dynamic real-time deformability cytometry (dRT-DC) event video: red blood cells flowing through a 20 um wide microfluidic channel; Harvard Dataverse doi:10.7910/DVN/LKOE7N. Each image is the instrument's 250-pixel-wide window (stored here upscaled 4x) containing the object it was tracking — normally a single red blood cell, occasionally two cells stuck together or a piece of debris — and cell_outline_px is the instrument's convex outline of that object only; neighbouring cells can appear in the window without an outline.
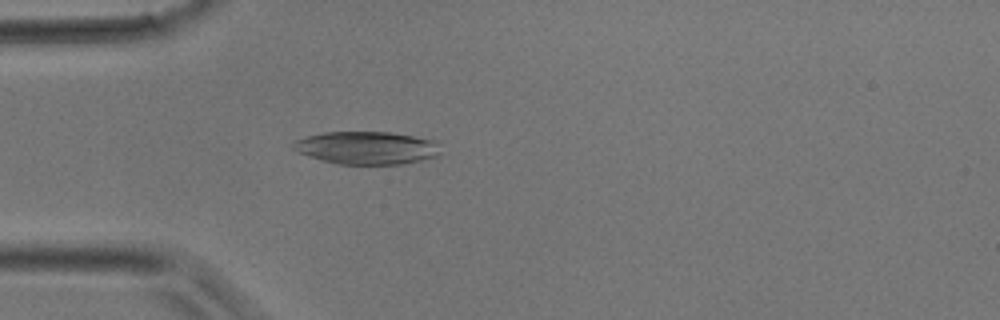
{"species": "common noctule bat (a hibernating species)", "species_latin": "Nyctalus noctula", "temperature_condition": "room temperature", "stored_images_in_passage": 37, "camera_frame_rate_fps": 3000, "um_per_image_px": 0.085, "animal": {"sex": "male", "body_mass_g": 17.9}, "frame": {"image": 1, "passage_image": 10, "time_ms": 3.0, "image_size_px": [1000, 320], "cell_outline_px": [[440, 156], [404, 164], [336, 164], [320, 160], [296, 152], [292, 148], [292, 144], [296, 140], [308, 136], [324, 132], [392, 132], [436, 140], [440, 144]], "centroid_in_image_um": [31.21, 12.57], "position_along_channel_um": 53.8, "area_um2": 28.55}}
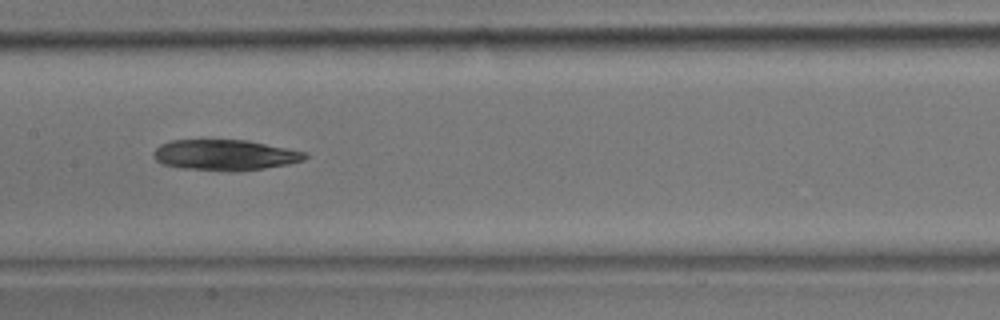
{"frame": {"image": 2, "passage_image": 18, "time_ms": 5.667, "image_size_px": [1000, 320], "cell_outline_px": [[308, 156], [304, 160], [288, 164], [264, 168], [232, 172], [180, 168], [164, 164], [156, 160], [152, 156], [152, 152], [160, 144], [172, 140], [248, 140], [308, 152]], "centroid_in_image_um": [19.13, 13.18], "position_along_channel_um": 188.3, "area_um2": 27.34}}
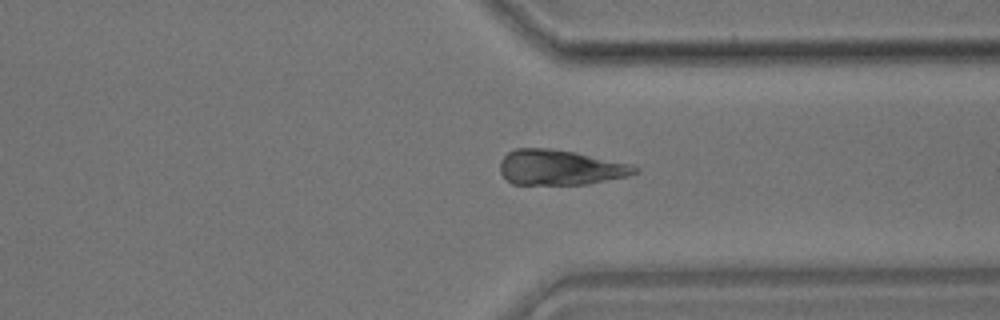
{"frame": {"image": 3, "passage_image": 28, "time_ms": 9.0, "image_size_px": [1000, 320], "cell_outline_px": [[640, 172], [628, 176], [588, 184], [512, 184], [500, 172], [500, 160], [508, 152], [516, 148], [548, 148], [576, 152], [632, 164], [640, 168]], "centroid_in_image_um": [47.65, 14.23], "position_along_channel_um": 363.8, "area_um2": 27.8}}